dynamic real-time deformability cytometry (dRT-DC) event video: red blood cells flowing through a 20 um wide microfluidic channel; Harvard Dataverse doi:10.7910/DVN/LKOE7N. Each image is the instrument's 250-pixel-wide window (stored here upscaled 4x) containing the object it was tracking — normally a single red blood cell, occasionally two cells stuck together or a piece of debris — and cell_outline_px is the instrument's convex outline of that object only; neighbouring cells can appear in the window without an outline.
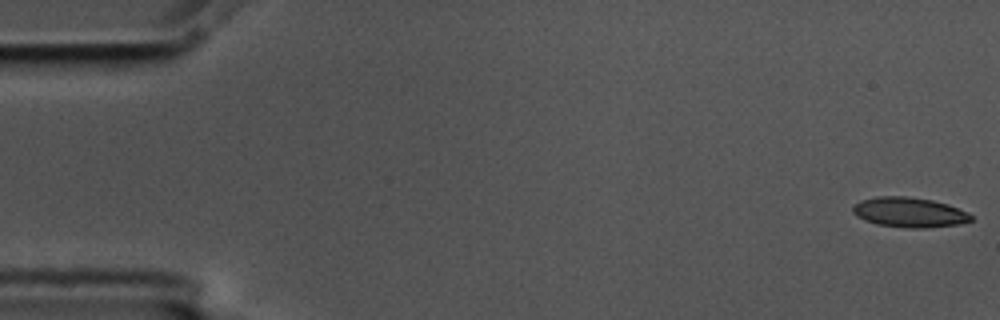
{"species": "common noctule bat (a hibernating species)", "species_latin": "Nyctalus noctula", "temperature_condition": "cold", "stored_images_in_passage": 56, "camera_frame_rate_fps": 3000, "um_per_image_px": 0.085, "animal": {"sex": "male", "body_mass_g": 17.5, "forearm_length_mm": 52.3}, "frame": {"image": 1, "passage_image": 1, "time_ms": 0.0, "image_size_px": [1000, 320], "cell_outline_px": [[972, 220], [960, 224], [924, 228], [908, 228], [876, 224], [864, 220], [856, 216], [852, 212], [852, 204], [860, 200], [876, 196], [904, 196], [932, 200], [948, 204], [968, 212], [972, 216]], "centroid_in_image_um": [77.25, 18.04], "position_along_channel_um": 7.7, "area_um2": 20.81}}
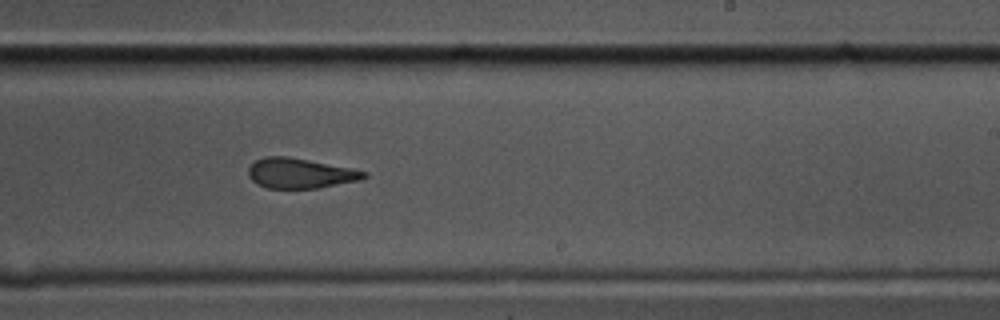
{"frame": {"image": 2, "passage_image": 34, "time_ms": 11.0, "image_size_px": [1000, 320], "cell_outline_px": [[368, 176], [360, 180], [320, 188], [268, 188], [256, 184], [248, 176], [248, 168], [256, 160], [264, 156], [288, 156], [352, 168], [368, 172]], "centroid_in_image_um": [25.52, 14.72], "position_along_channel_um": 263.5, "area_um2": 20.4}}
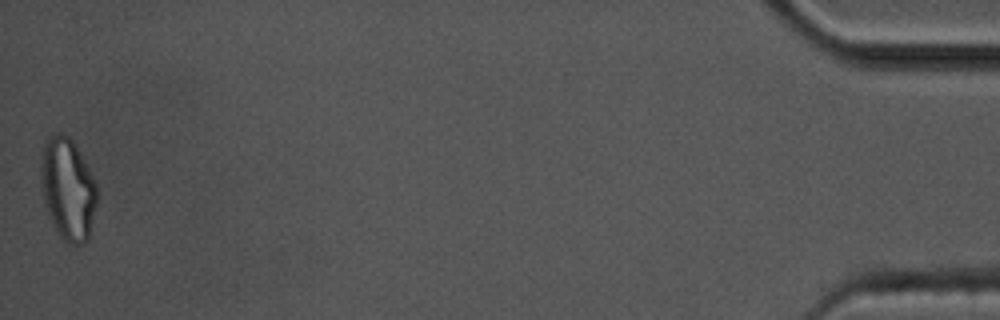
{"frame": {"image": 3, "passage_image": 56, "time_ms": 18.333, "image_size_px": [1000, 320], "cell_outline_px": [[96, 204], [88, 240], [84, 244], [68, 244], [56, 232], [48, 216], [44, 204], [40, 188], [40, 156], [44, 140], [48, 136], [56, 132], [60, 132], [68, 136], [76, 144], [96, 184]], "centroid_in_image_um": [5.71, 16.04], "position_along_channel_um": 429.5, "area_um2": 33.99}, "authors_computed_cell_mechanics": {"area_um2": 21.3571, "velocity_mm_per_s": 3.5744, "shape_relaxation_time_tau1_ms": null, "shape_relaxation_time_tau2_ms": 2.7108, "deformation_change_tau1": null, "deformation_change_tau2": 0.101}}